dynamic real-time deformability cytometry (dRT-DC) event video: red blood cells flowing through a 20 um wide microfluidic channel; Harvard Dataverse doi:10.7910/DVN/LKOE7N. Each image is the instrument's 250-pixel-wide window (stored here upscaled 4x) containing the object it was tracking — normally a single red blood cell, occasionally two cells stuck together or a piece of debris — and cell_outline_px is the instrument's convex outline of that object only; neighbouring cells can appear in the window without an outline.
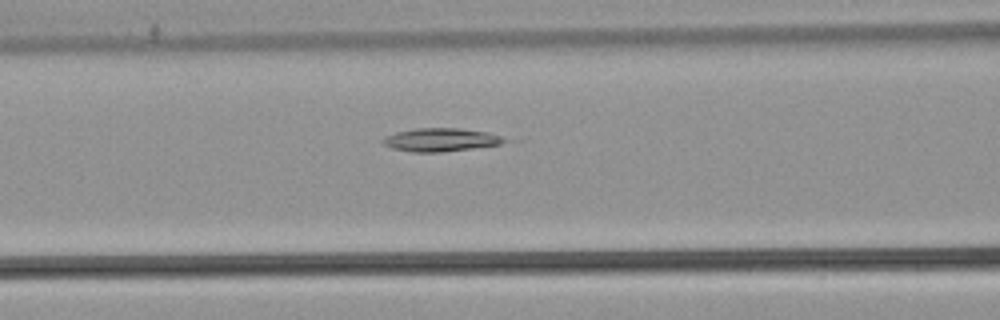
{"species": "common noctule bat (a hibernating species)", "species_latin": "Nyctalus noctula", "temperature_condition": "warm", "stored_images_in_passage": 39, "camera_frame_rate_fps": 3000, "um_per_image_px": 0.085, "animal": {"sex": "male", "body_mass_g": 21.5, "forearm_length_mm": 52.0}, "frame": {"image": 1, "passage_image": 15, "time_ms": 4.667, "image_size_px": [1000, 320], "cell_outline_px": [[524, 140], [500, 144], [472, 148], [440, 152], [412, 152], [392, 148], [384, 144], [380, 140], [384, 136], [396, 132], [416, 128], [460, 128], [488, 132]], "centroid_in_image_um": [37.64, 11.87], "position_along_channel_um": 129.0, "area_um2": 17.05}}
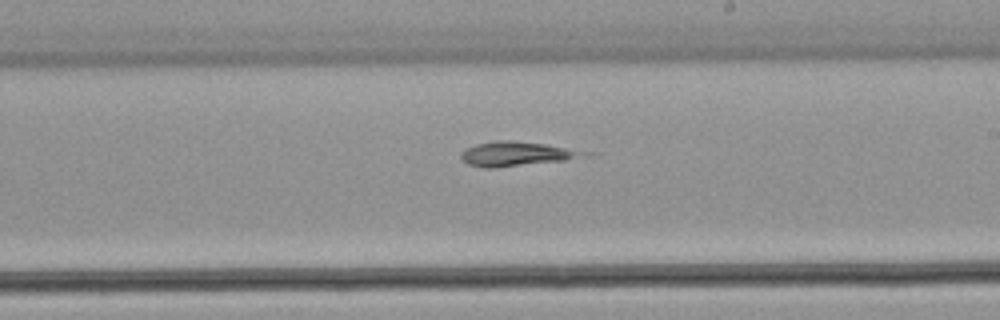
{"frame": {"image": 2, "passage_image": 24, "time_ms": 7.667, "image_size_px": [1000, 320], "cell_outline_px": [[596, 152], [592, 156], [564, 160], [496, 168], [484, 168], [468, 164], [460, 156], [460, 152], [476, 144], [496, 140], [512, 140], [544, 144]], "centroid_in_image_um": [43.99, 13.08], "position_along_channel_um": 245.0, "area_um2": 17.74}}
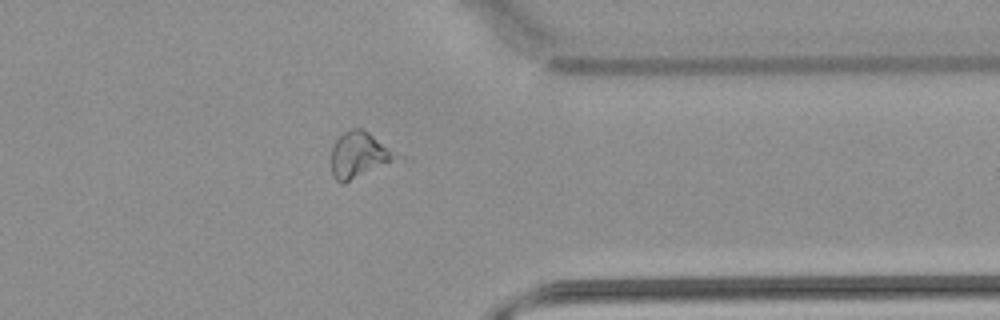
{"frame": {"image": 3, "passage_image": 35, "time_ms": 11.333, "image_size_px": [1000, 320], "cell_outline_px": [[392, 160], [344, 184], [340, 184], [332, 176], [332, 148], [336, 140], [344, 132], [352, 128], [364, 128], [392, 156]], "centroid_in_image_um": [30.32, 13.19], "position_along_channel_um": 381.1, "area_um2": 16.01}}